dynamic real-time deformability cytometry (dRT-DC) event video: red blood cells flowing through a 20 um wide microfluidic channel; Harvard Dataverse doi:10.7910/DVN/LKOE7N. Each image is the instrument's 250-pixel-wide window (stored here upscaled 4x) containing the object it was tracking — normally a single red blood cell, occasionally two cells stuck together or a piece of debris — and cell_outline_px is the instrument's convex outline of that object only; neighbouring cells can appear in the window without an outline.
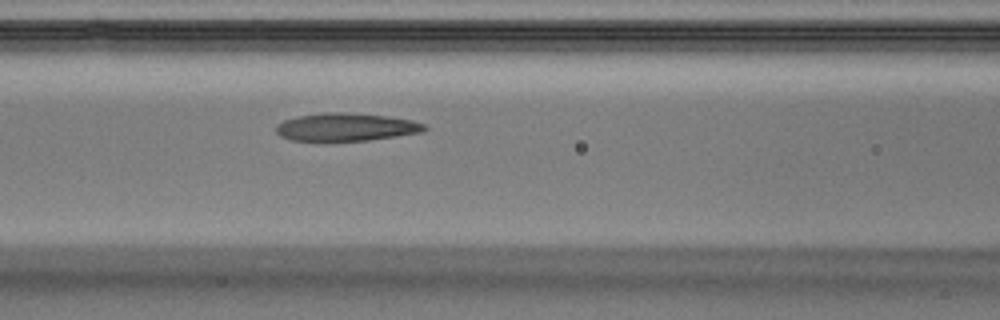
{"species": "Egyptian fruit bat (a non-hibernating species)", "species_latin": "Rousettus aegyptiacus", "temperature_condition": "warm", "stored_images_in_passage": 32, "segment_of_instrument_passage": [1, 2], "camera_frame_rate_fps": 3000, "um_per_image_px": 0.085, "animal": {"sex": "male"}, "frame": {"image": 1, "passage_image": 8, "time_ms": 2.333, "image_size_px": [1000, 320], "cell_outline_px": [[428, 128], [424, 132], [368, 140], [324, 144], [316, 144], [288, 140], [280, 136], [276, 132], [276, 124], [284, 120], [296, 116], [324, 112], [344, 112], [388, 116], [412, 120], [424, 124]], "centroid_in_image_um": [29.32, 10.85], "position_along_channel_um": 137.3, "area_um2": 25.37}}
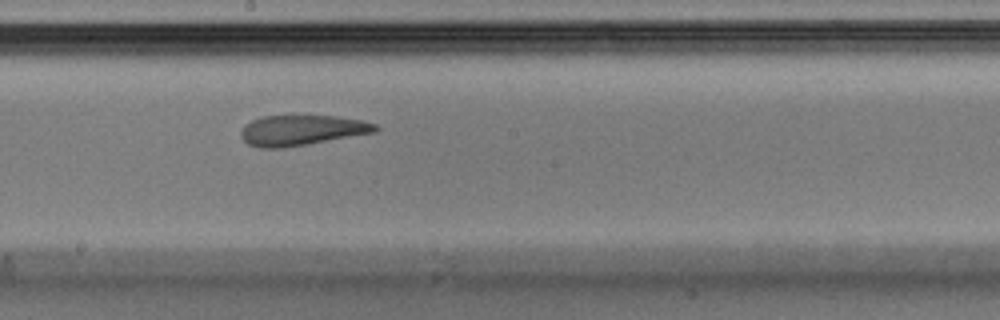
{"frame": {"image": 2, "passage_image": 13, "time_ms": 4.0, "image_size_px": [1000, 320], "cell_outline_px": [[380, 128], [376, 132], [308, 144], [284, 148], [260, 148], [248, 144], [240, 136], [240, 132], [244, 124], [260, 116], [336, 116], [360, 120], [376, 124]], "centroid_in_image_um": [25.62, 11.07], "position_along_channel_um": 222.6, "area_um2": 23.81}}
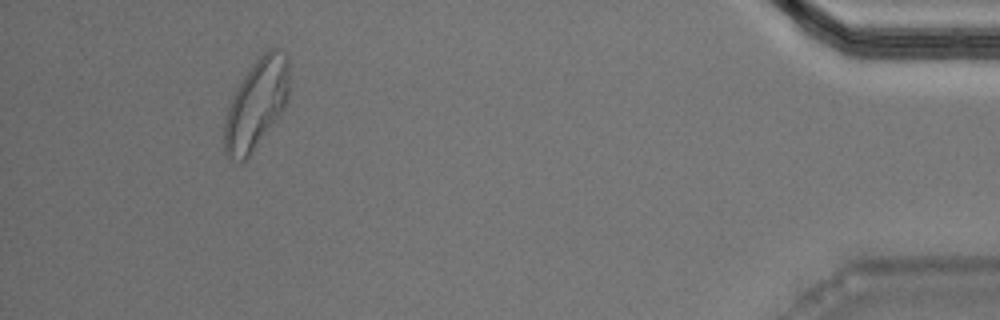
{"frame": {"image": 3, "passage_image": 28, "time_ms": 9.0, "image_size_px": [1000, 320], "cell_outline_px": [[288, 100], [284, 108], [252, 152], [240, 164], [224, 156], [224, 124], [228, 108], [232, 96], [236, 88], [252, 64], [268, 48], [276, 48], [284, 52], [288, 56]], "centroid_in_image_um": [21.77, 8.86], "position_along_channel_um": 413.4, "area_um2": 33.81}}